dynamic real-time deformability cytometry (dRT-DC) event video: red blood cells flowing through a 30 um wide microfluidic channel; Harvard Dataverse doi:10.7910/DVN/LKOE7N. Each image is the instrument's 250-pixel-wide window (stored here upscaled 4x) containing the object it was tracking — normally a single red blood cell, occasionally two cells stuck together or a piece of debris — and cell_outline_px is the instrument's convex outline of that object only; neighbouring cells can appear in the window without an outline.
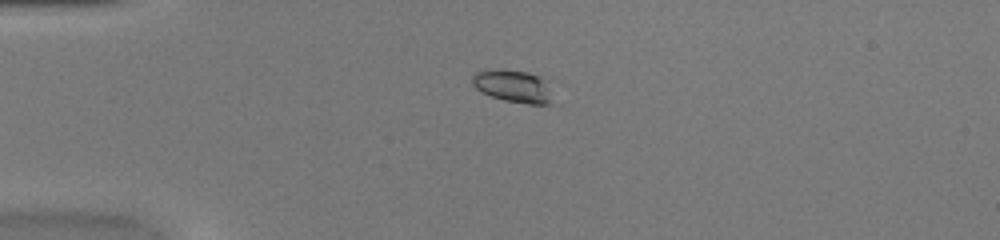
{"species": "common noctule bat (a hibernating species)", "species_latin": "Nyctalus noctula", "temperature_condition": "warm", "stored_images_in_passage": 27, "camera_frame_rate_fps": 3000, "um_per_image_px": 0.085, "animal": {"sex": "female", "body_mass_g": 20.0, "forearm_length_mm": 54.0}, "frame": {"image": 1, "passage_image": 1, "time_ms": 0.0, "image_size_px": [1000, 240], "cell_outline_px": [[552, 104], [528, 104], [504, 100], [492, 96], [476, 88], [472, 84], [472, 76], [476, 72], [528, 72], [540, 76], [544, 80]], "centroid_in_image_um": [43.63, 7.37], "position_along_channel_um": 41.4, "area_um2": 14.16}}
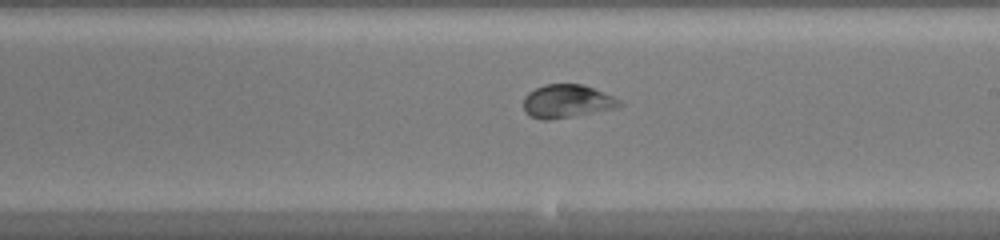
{"frame": {"image": 2, "passage_image": 18, "time_ms": 5.667, "image_size_px": [1000, 240], "cell_outline_px": [[624, 104], [616, 108], [572, 116], [548, 120], [540, 120], [528, 116], [524, 112], [524, 96], [528, 92], [544, 84], [580, 84], [592, 88], [612, 96], [620, 100]], "centroid_in_image_um": [48.14, 8.62], "position_along_channel_um": 240.9, "area_um2": 18.55}}
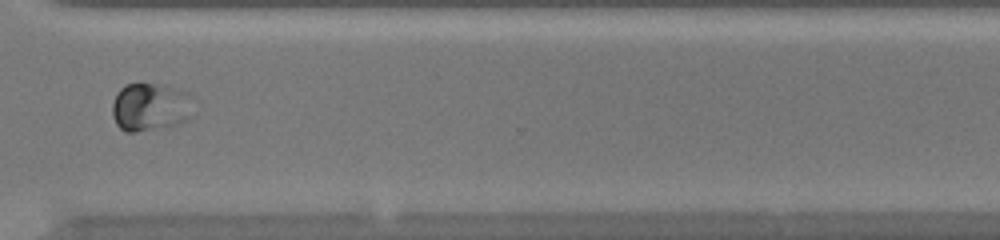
{"frame": {"image": 3, "passage_image": 27, "time_ms": 8.667, "image_size_px": [1000, 240], "cell_outline_px": [[188, 116], [184, 120], [176, 124], [136, 132], [124, 132], [116, 124], [112, 116], [112, 104], [116, 92], [120, 88], [128, 84], [156, 84], [172, 88], [184, 92], [188, 96]], "centroid_in_image_um": [12.62, 9.11], "position_along_channel_um": 358.0, "area_um2": 21.91}}